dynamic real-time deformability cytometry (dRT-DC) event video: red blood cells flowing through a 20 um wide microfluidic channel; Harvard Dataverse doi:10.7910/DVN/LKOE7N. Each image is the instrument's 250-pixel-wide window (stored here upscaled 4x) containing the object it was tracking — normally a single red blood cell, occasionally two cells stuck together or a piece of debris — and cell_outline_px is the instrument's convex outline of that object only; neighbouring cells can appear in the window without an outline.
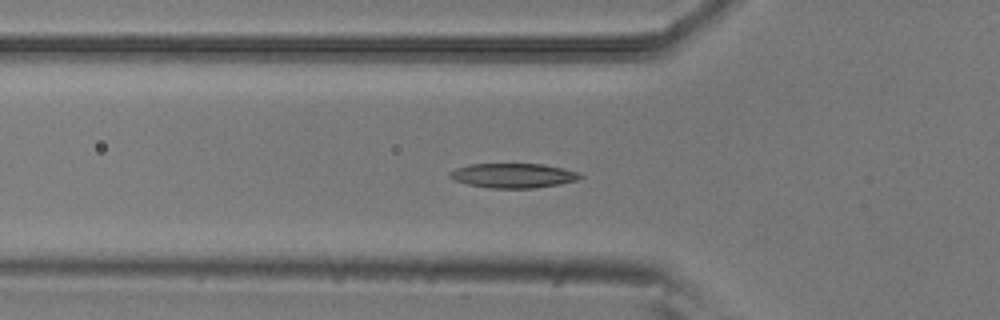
{"species": "common noctule bat (a hibernating species)", "species_latin": "Nyctalus noctula", "temperature_condition": "room temperature", "stored_images_in_passage": 41, "segment_of_instrument_passage": [1, 2], "camera_frame_rate_fps": 3000, "um_per_image_px": 0.085, "animal": {"sex": "male", "body_mass_g": 20.5, "forearm_length_mm": 52.5}, "frame": {"image": 1, "passage_image": 5, "time_ms": 1.333, "image_size_px": [1000, 320], "cell_outline_px": [[584, 176], [576, 180], [560, 184], [536, 188], [488, 188], [468, 184], [452, 180], [448, 176], [448, 172], [456, 168], [468, 164], [540, 164], [560, 168], [576, 172]], "centroid_in_image_um": [43.55, 14.93], "position_along_channel_um": 82.3, "area_um2": 18.61}}
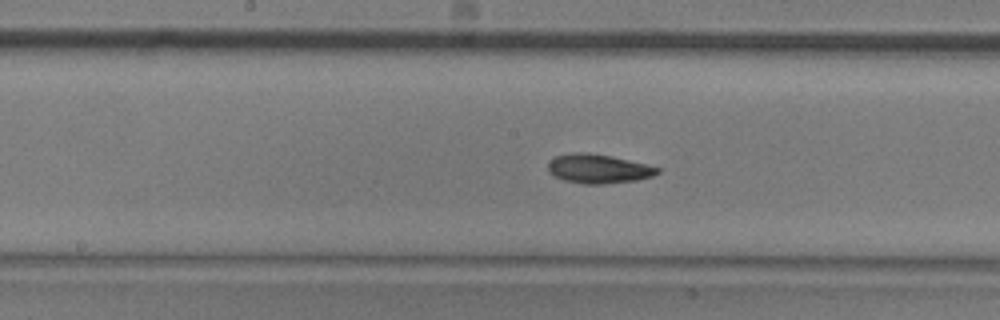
{"frame": {"image": 2, "passage_image": 14, "time_ms": 4.333, "image_size_px": [1000, 320], "cell_outline_px": [[660, 172], [652, 176], [636, 180], [600, 184], [584, 184], [564, 180], [548, 172], [548, 160], [556, 156], [572, 152], [588, 152], [612, 156], [660, 168]], "centroid_in_image_um": [50.82, 14.33], "position_along_channel_um": 197.4, "area_um2": 18.5}}
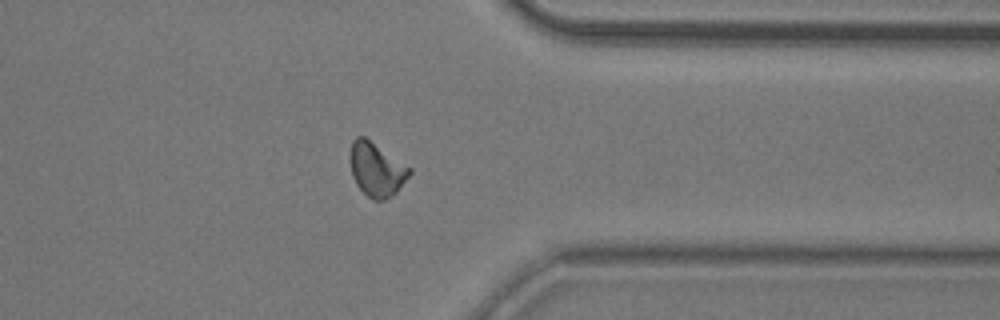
{"frame": {"image": 3, "passage_image": 29, "time_ms": 9.333, "image_size_px": [1000, 320], "cell_outline_px": [[412, 172], [396, 192], [392, 196], [384, 200], [372, 200], [356, 184], [352, 176], [352, 140], [356, 136], [364, 136], [412, 168]], "centroid_in_image_um": [32.04, 14.41], "position_along_channel_um": 379.4, "area_um2": 18.26}}